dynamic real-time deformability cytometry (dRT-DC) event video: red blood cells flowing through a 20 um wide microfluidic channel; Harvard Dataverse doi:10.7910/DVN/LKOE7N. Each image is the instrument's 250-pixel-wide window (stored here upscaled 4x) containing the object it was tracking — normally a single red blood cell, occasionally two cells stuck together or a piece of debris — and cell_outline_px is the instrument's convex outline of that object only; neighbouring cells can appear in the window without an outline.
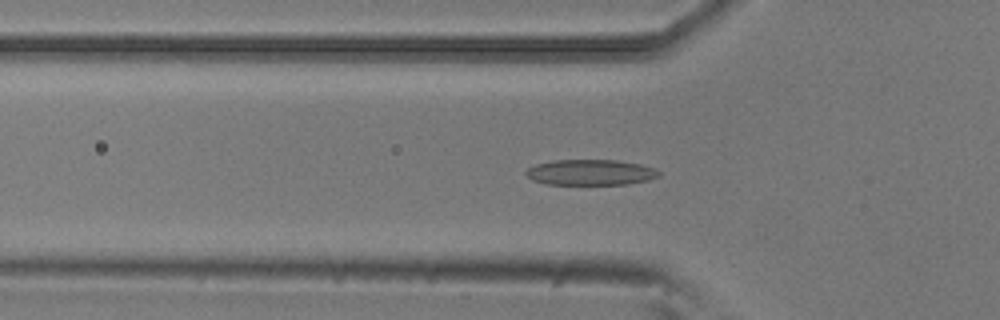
{"species": "common noctule bat (a hibernating species)", "species_latin": "Nyctalus noctula", "temperature_condition": "room temperature", "stored_images_in_passage": 54, "camera_frame_rate_fps": 3000, "um_per_image_px": 0.085, "animal": {"sex": "male", "body_mass_g": 20.5, "forearm_length_mm": 52.5}, "frame": {"image": 1, "passage_image": 17, "time_ms": 5.333, "image_size_px": [1000, 320], "cell_outline_px": [[660, 176], [648, 180], [628, 184], [548, 184], [532, 180], [524, 172], [528, 168], [536, 164], [552, 160], [616, 160], [640, 164], [656, 168], [660, 172]], "centroid_in_image_um": [50.21, 14.64], "position_along_channel_um": 75.6, "area_um2": 19.88}}
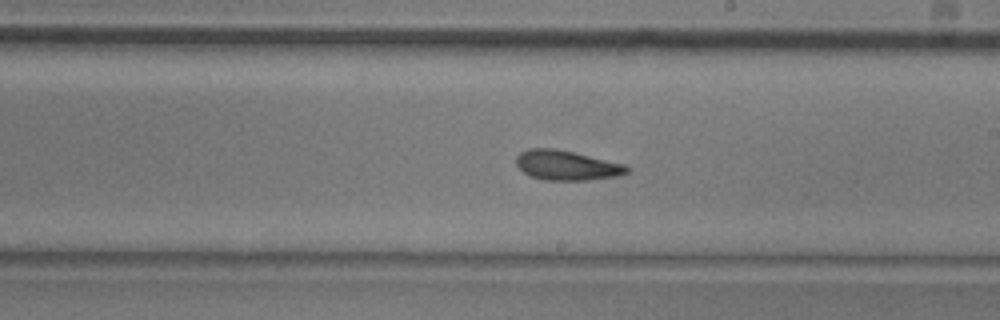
{"frame": {"image": 2, "passage_image": 30, "time_ms": 9.667, "image_size_px": [1000, 320], "cell_outline_px": [[628, 172], [620, 176], [588, 180], [544, 180], [532, 176], [524, 172], [516, 164], [516, 156], [520, 152], [528, 148], [556, 148], [624, 164], [628, 168]], "centroid_in_image_um": [48.15, 14.05], "position_along_channel_um": 240.8, "area_um2": 19.13}}
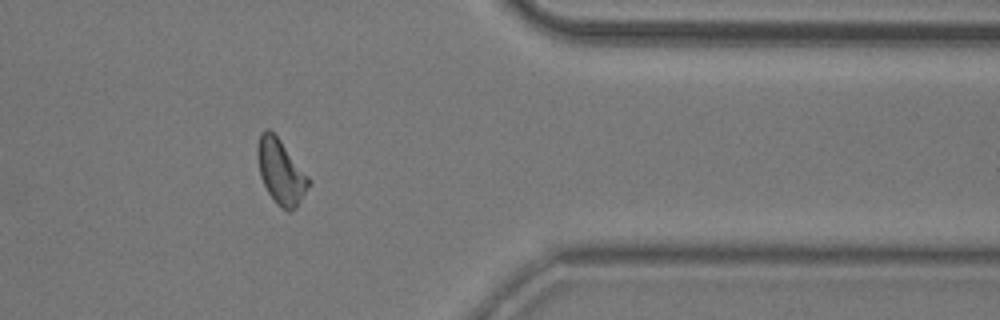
{"frame": {"image": 3, "passage_image": 43, "time_ms": 14.0, "image_size_px": [1000, 320], "cell_outline_px": [[312, 184], [296, 208], [288, 212], [276, 204], [268, 192], [260, 176], [256, 156], [256, 148], [260, 132], [264, 128], [268, 128], [280, 140], [308, 176]], "centroid_in_image_um": [23.86, 14.6], "position_along_channel_um": 387.5, "area_um2": 19.42}, "authors_computed_cell_mechanics": {"area_um2": 19.2763, "velocity_mm_per_s": 3.793, "shape_relaxation_time_tau1_ms": 3.3409, "shape_relaxation_time_tau2_ms": 2.7536, "deformation_change_tau1": 0.1175, "deformation_change_tau2": 0.0919}}